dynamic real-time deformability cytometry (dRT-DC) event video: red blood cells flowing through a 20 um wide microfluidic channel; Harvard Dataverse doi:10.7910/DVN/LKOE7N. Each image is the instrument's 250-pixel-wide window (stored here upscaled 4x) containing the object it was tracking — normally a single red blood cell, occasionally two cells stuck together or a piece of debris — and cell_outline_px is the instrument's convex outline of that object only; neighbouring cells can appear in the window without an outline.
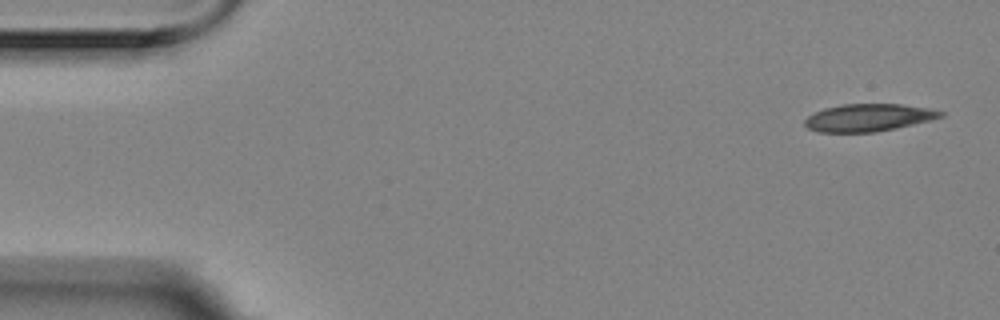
{"species": "Egyptian fruit bat (a non-hibernating species)", "species_latin": "Rousettus aegyptiacus", "temperature_condition": "room temperature", "stored_images_in_passage": 4, "camera_frame_rate_fps": 3000, "um_per_image_px": 0.085, "animal": {"sex": "female"}, "frame": {"image": 1, "passage_image": 1, "time_ms": 0.0, "image_size_px": [1000, 320], "cell_outline_px": [[944, 116], [896, 128], [876, 132], [816, 132], [808, 128], [804, 124], [804, 120], [808, 116], [824, 108], [844, 104], [900, 104], [928, 108], [944, 112]], "centroid_in_image_um": [73.78, 10.0], "position_along_channel_um": 11.2, "area_um2": 21.56}}